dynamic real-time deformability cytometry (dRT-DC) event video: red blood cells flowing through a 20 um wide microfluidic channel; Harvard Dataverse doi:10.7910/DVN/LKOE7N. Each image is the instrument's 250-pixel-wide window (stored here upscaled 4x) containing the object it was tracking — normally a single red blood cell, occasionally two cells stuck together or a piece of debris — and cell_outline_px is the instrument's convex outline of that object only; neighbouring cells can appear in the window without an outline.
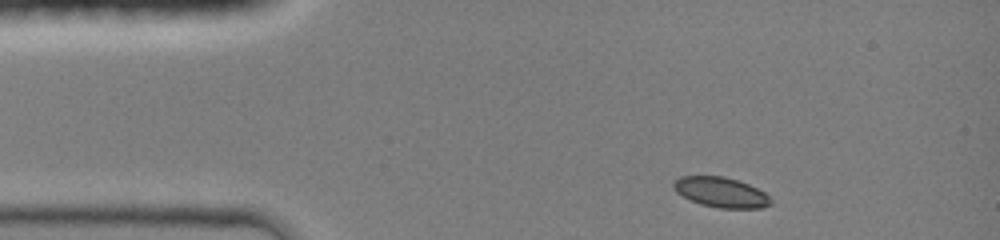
{"species": "common noctule bat (a hibernating species)", "species_latin": "Nyctalus noctula", "temperature_condition": "room temperature", "stored_images_in_passage": 8, "camera_frame_rate_fps": 3000, "um_per_image_px": 0.085, "animal": {"sex": "female", "body_mass_g": 19.0, "forearm_length_mm": 51.5}, "frame": {"image": 1, "passage_image": 1, "time_ms": 0.0, "image_size_px": [1000, 240], "cell_outline_px": [[772, 204], [760, 208], [720, 208], [700, 204], [676, 192], [672, 188], [672, 184], [680, 176], [724, 176], [748, 184], [764, 192], [772, 200]], "centroid_in_image_um": [61.28, 16.34], "position_along_channel_um": 23.7, "area_um2": 16.94}}
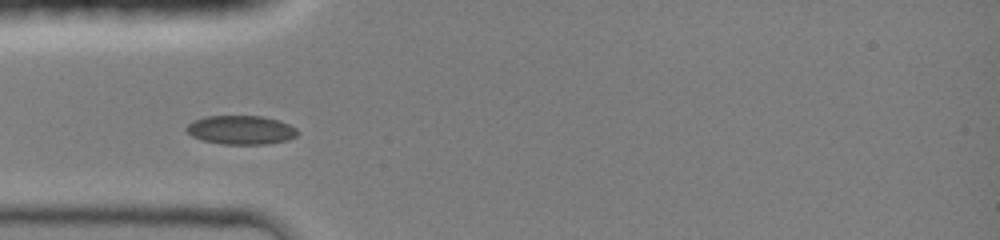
{"frame": {"image": 2, "passage_image": 6, "time_ms": 2.333, "image_size_px": [1000, 240], "cell_outline_px": [[296, 136], [288, 140], [264, 144], [220, 144], [204, 140], [192, 136], [184, 128], [192, 120], [204, 116], [264, 116], [280, 120], [296, 128]], "centroid_in_image_um": [20.45, 11.03], "position_along_channel_um": 64.5, "area_um2": 18.73}}